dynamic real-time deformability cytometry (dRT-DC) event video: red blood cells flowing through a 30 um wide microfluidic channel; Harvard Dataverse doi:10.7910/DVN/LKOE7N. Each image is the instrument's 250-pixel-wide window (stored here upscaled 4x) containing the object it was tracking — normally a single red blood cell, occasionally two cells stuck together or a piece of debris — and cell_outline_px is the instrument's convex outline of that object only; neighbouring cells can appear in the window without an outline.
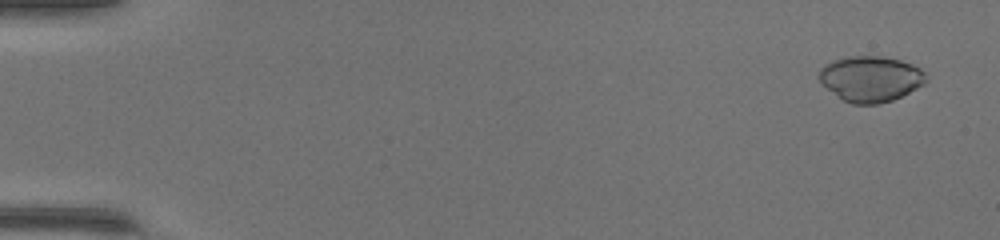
{"species": "common noctule bat (a hibernating species)", "species_latin": "Nyctalus noctula", "temperature_condition": "warm", "stored_images_in_passage": 50, "camera_frame_rate_fps": 3000, "um_per_image_px": 0.085, "animal": {"sex": "female", "body_mass_g": 17.0, "forearm_length_mm": 48.0}, "frame": {"image": 1, "passage_image": 3, "time_ms": 0.667, "image_size_px": [1000, 240], "cell_outline_px": [[928, 80], [924, 84], [892, 100], [880, 104], [852, 104], [844, 100], [828, 88], [820, 80], [820, 68], [832, 60], [844, 56], [884, 56], [900, 60], [912, 64], [920, 68], [924, 72]], "centroid_in_image_um": [74.03, 6.68], "position_along_channel_um": 11.0, "area_um2": 28.26}}
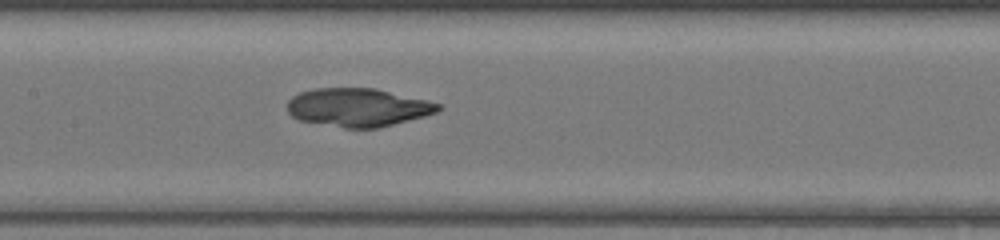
{"frame": {"image": 2, "passage_image": 26, "time_ms": 8.333, "image_size_px": [1000, 240], "cell_outline_px": [[444, 108], [436, 112], [424, 116], [376, 128], [344, 128], [300, 120], [292, 116], [288, 112], [288, 100], [292, 96], [300, 92], [316, 88], [376, 88], [428, 100], [440, 104]], "centroid_in_image_um": [30.43, 9.12], "position_along_channel_um": 177.0, "area_um2": 33.64}}
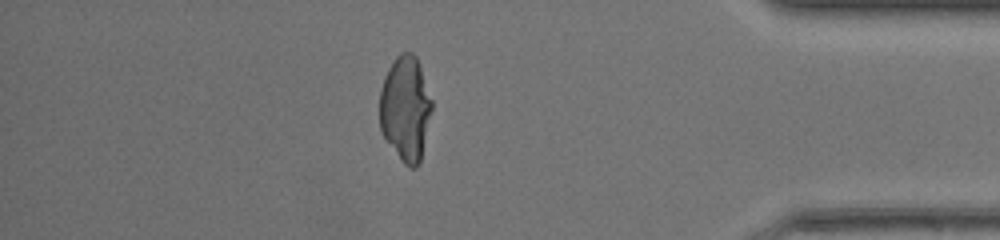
{"frame": {"image": 3, "passage_image": 44, "time_ms": 14.333, "image_size_px": [1000, 240], "cell_outline_px": [[432, 108], [420, 164], [416, 168], [408, 168], [404, 164], [384, 136], [380, 128], [380, 88], [384, 76], [388, 68], [396, 56], [400, 52], [412, 52], [416, 56], [420, 64], [432, 100]], "centroid_in_image_um": [34.47, 9.2], "position_along_channel_um": 400.7, "area_um2": 32.08}}